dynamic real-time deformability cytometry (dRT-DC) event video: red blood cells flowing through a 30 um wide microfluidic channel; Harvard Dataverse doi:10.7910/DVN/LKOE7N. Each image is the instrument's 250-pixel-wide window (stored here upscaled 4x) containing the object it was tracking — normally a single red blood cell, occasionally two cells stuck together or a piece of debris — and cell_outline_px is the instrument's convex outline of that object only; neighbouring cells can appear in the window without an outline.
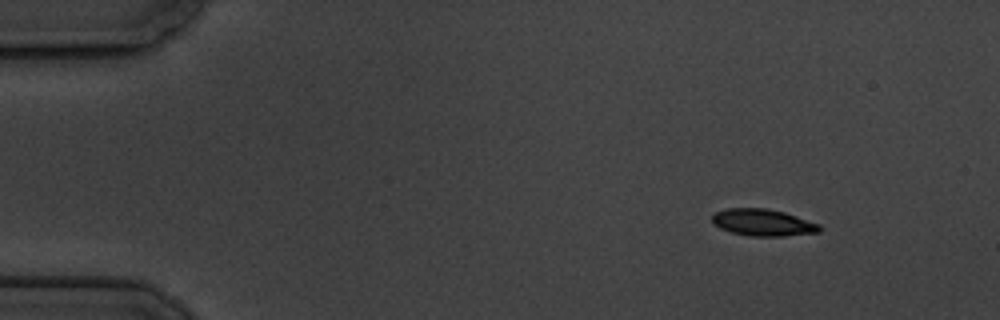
{"species": "common noctule bat (a hibernating species)", "species_latin": "Nyctalus noctula", "temperature_condition": "cold", "stored_images_in_passage": 3, "camera_frame_rate_fps": 3000, "um_per_image_px": 0.085, "animal": {"sex": "male", "body_mass_g": 19.5, "forearm_length_mm": 54.6}, "frame": {"image": 1, "passage_image": 1, "time_ms": 0.0, "image_size_px": [1000, 320], "cell_outline_px": [[824, 228], [820, 232], [784, 236], [748, 236], [732, 232], [720, 228], [712, 224], [712, 216], [716, 212], [728, 208], [764, 208], [784, 212], [820, 224]], "centroid_in_image_um": [64.87, 18.92], "position_along_channel_um": 20.1, "area_um2": 16.88}}